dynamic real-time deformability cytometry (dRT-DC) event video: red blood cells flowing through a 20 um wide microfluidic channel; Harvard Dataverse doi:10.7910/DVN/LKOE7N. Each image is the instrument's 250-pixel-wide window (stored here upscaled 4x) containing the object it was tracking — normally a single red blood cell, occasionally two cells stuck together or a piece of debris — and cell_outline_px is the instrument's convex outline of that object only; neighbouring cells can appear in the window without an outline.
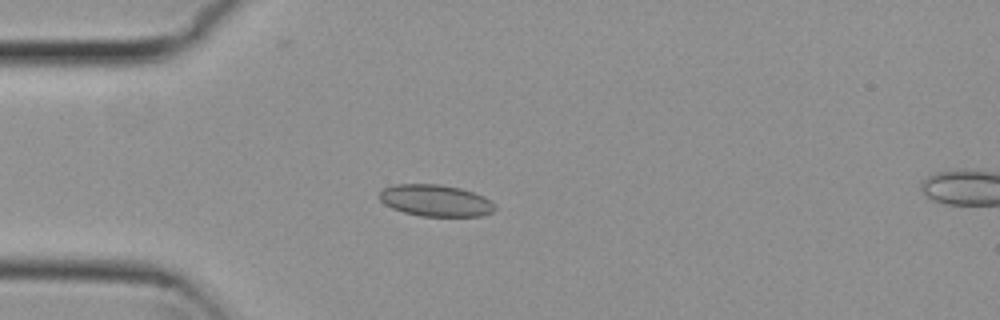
{"species": "common noctule bat (a hibernating species)", "species_latin": "Nyctalus noctula", "temperature_condition": "cold", "stored_images_in_passage": 42, "camera_frame_rate_fps": 3000, "um_per_image_px": 0.085, "animal": {"sex": "female", "body_mass_g": 29.2, "forearm_length_mm": 56.3}, "frame": {"image": 1, "passage_image": 2, "time_ms": 0.333, "image_size_px": [1000, 320], "cell_outline_px": [[496, 208], [492, 212], [480, 216], [420, 216], [404, 212], [392, 208], [384, 204], [376, 196], [384, 188], [396, 184], [440, 184], [460, 188], [484, 196]], "centroid_in_image_um": [36.97, 17.04], "position_along_channel_um": 48.0, "area_um2": 21.27}}
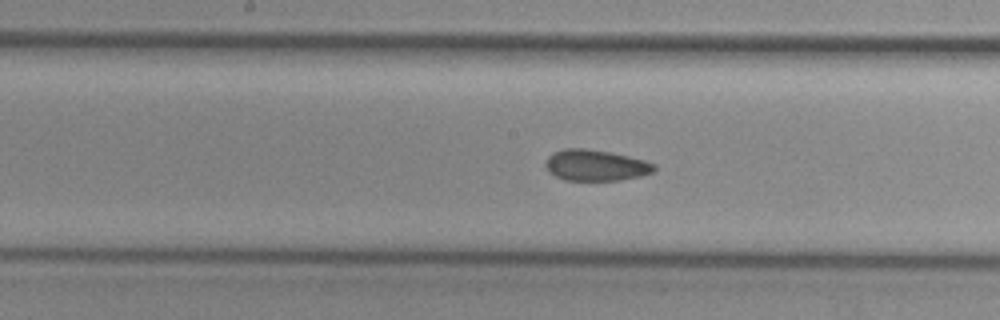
{"frame": {"image": 2, "passage_image": 15, "time_ms": 4.667, "image_size_px": [1000, 320], "cell_outline_px": [[656, 168], [652, 172], [640, 176], [620, 180], [564, 180], [548, 172], [544, 164], [548, 156], [552, 152], [564, 148], [584, 148], [608, 152], [628, 156], [644, 160], [656, 164]], "centroid_in_image_um": [50.6, 14.04], "position_along_channel_um": 197.6, "area_um2": 19.71}}
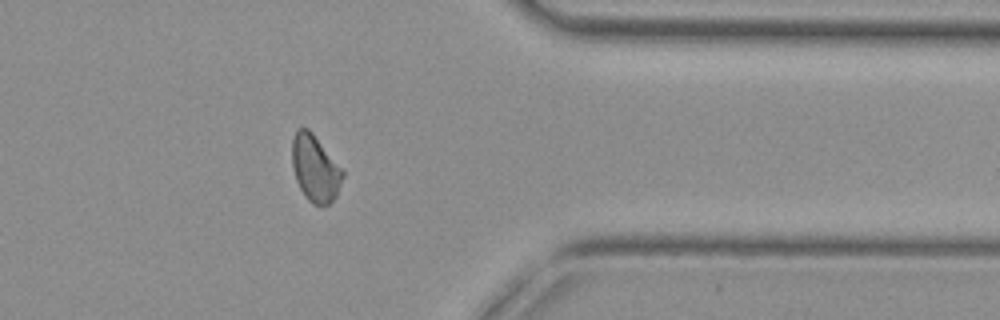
{"frame": {"image": 3, "passage_image": 31, "time_ms": 10.0, "image_size_px": [1000, 320], "cell_outline_px": [[344, 176], [336, 196], [324, 208], [312, 204], [308, 200], [300, 188], [296, 180], [292, 168], [292, 136], [296, 128], [308, 128], [312, 132], [344, 168]], "centroid_in_image_um": [26.8, 14.3], "position_along_channel_um": 384.6, "area_um2": 20.17}, "authors_computed_cell_mechanics": {"area_um2": 19.8832, "velocity_mm_per_s": 3.7825, "shape_relaxation_time_tau1_ms": null, "shape_relaxation_time_tau2_ms": 2.9155, "deformation_change_tau1": null, "deformation_change_tau2": 0.0704}}